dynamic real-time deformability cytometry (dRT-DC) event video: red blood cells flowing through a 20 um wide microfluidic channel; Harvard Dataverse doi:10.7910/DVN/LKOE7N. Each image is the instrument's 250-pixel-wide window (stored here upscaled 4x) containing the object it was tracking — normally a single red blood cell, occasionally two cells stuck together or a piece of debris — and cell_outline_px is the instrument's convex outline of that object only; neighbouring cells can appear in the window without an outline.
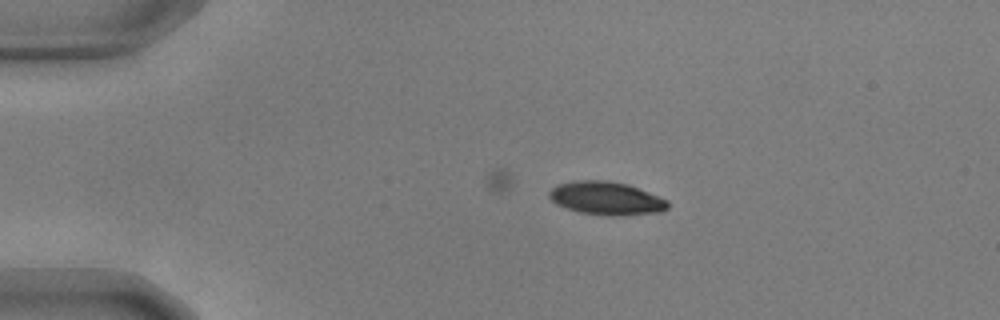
{"species": "common noctule bat (a hibernating species)", "species_latin": "Nyctalus noctula", "temperature_condition": "warm", "stored_images_in_passage": 25, "camera_frame_rate_fps": 3000, "um_per_image_px": 0.085, "animal": {"sex": "male", "body_mass_g": 17.9, "forearm_length_mm": 54.2}, "frame": {"image": 1, "passage_image": 1, "time_ms": 0.0, "image_size_px": [1000, 320], "cell_outline_px": [[668, 208], [660, 212], [624, 216], [604, 216], [580, 212], [556, 204], [548, 196], [548, 192], [556, 184], [572, 180], [608, 180], [628, 184], [668, 200]], "centroid_in_image_um": [51.52, 16.85], "position_along_channel_um": 33.5, "area_um2": 23.24}}